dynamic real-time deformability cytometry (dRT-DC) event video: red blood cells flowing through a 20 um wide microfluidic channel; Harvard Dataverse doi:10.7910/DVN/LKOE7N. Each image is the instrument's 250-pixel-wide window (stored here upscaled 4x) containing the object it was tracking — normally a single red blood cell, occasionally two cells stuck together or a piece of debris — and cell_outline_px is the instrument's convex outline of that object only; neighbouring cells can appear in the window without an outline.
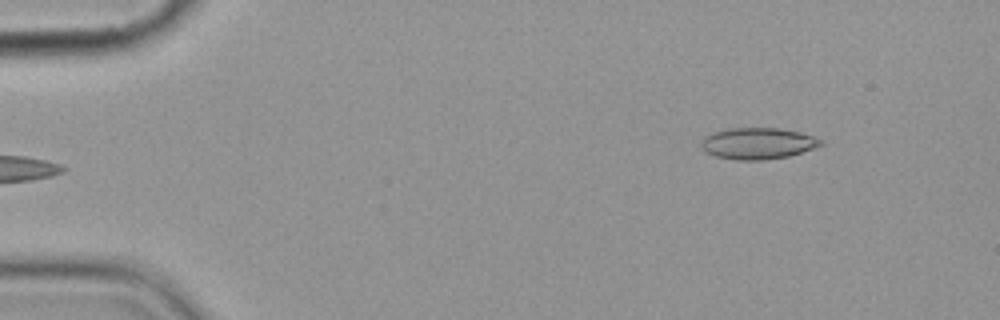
{"species": "common noctule bat (a hibernating species)", "species_latin": "Nyctalus noctula", "temperature_condition": "cold", "stored_images_in_passage": 5, "segment_of_instrument_passage": [2, 2], "camera_frame_rate_fps": 3000, "um_per_image_px": 0.085, "animal": {"sex": "female", "body_mass_g": 19.9}, "frame": {"image": 1, "passage_image": 5, "time_ms": 5.667, "image_size_px": [1000, 320], "cell_outline_px": [[824, 144], [788, 156], [764, 160], [736, 160], [716, 156], [704, 152], [700, 144], [704, 136], [712, 132], [728, 128], [780, 128], [800, 132], [824, 140]], "centroid_in_image_um": [64.38, 12.18], "position_along_channel_um": 20.6, "area_um2": 21.96}}